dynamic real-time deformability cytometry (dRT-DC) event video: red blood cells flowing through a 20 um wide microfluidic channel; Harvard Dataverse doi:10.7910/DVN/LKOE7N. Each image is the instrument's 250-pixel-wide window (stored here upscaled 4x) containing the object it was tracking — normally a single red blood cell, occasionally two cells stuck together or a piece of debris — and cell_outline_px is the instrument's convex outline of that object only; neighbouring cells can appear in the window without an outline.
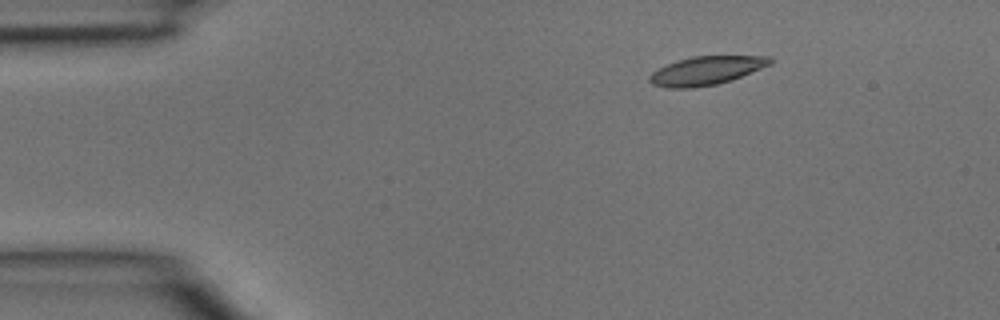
{"species": "common noctule bat (a hibernating species)", "species_latin": "Nyctalus noctula", "temperature_condition": "room temperature", "stored_images_in_passage": 4, "segment_of_instrument_passage": [2, 2], "camera_frame_rate_fps": 3000, "um_per_image_px": 0.085, "animal": {"sex": "male", "body_mass_g": 15.6}, "frame": {"image": 1, "passage_image": 4, "time_ms": 1.0, "image_size_px": [1000, 320], "cell_outline_px": [[772, 64], [732, 80], [716, 84], [692, 88], [668, 88], [652, 84], [648, 80], [648, 76], [652, 72], [676, 60], [692, 56], [768, 56], [772, 60]], "centroid_in_image_um": [60.02, 6.0], "position_along_channel_um": 25.0, "area_um2": 20.06}}